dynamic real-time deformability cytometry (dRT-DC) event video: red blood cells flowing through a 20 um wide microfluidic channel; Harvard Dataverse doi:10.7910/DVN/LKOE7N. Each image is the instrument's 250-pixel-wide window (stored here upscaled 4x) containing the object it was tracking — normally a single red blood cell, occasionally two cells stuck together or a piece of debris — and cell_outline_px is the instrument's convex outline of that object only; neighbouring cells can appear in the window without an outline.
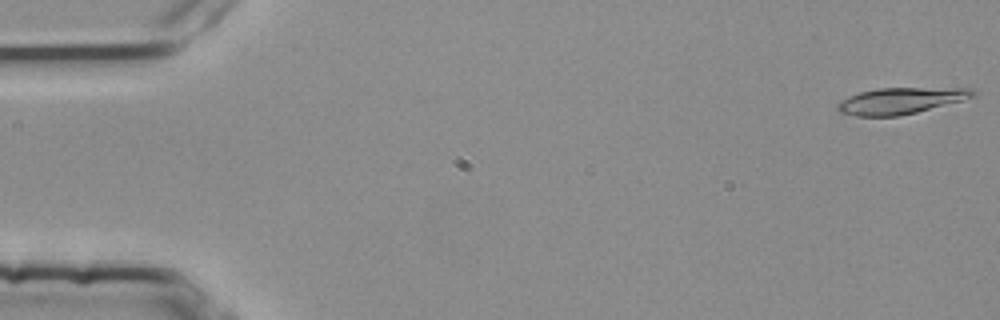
{"species": "common noctule bat (a hibernating species)", "species_latin": "Nyctalus noctula", "temperature_condition": "room temperature", "stored_images_in_passage": 54, "camera_frame_rate_fps": 3000, "um_per_image_px": 0.085, "animal": {"sex": "female", "body_mass_g": 25.1}, "frame": {"image": 1, "passage_image": 1, "time_ms": 0.0, "image_size_px": [1000, 320], "cell_outline_px": [[976, 96], [916, 112], [900, 116], [860, 116], [840, 112], [836, 108], [836, 104], [840, 100], [848, 96], [860, 92], [876, 88], [972, 88], [976, 92]], "centroid_in_image_um": [76.52, 8.55], "position_along_channel_um": 8.5, "area_um2": 20.63}}
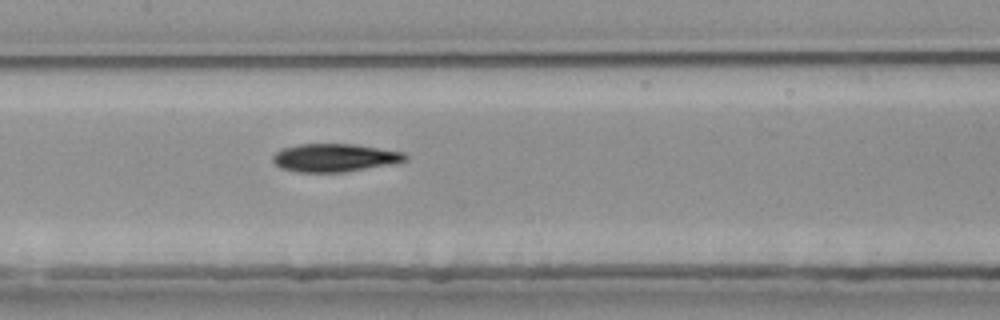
{"frame": {"image": 2, "passage_image": 26, "time_ms": 8.333, "image_size_px": [1000, 320], "cell_outline_px": [[408, 160], [388, 164], [344, 172], [300, 172], [280, 168], [272, 160], [272, 156], [276, 152], [284, 148], [296, 144], [352, 144], [404, 152], [408, 156]], "centroid_in_image_um": [28.42, 13.4], "position_along_channel_um": 179.0, "area_um2": 21.44}}
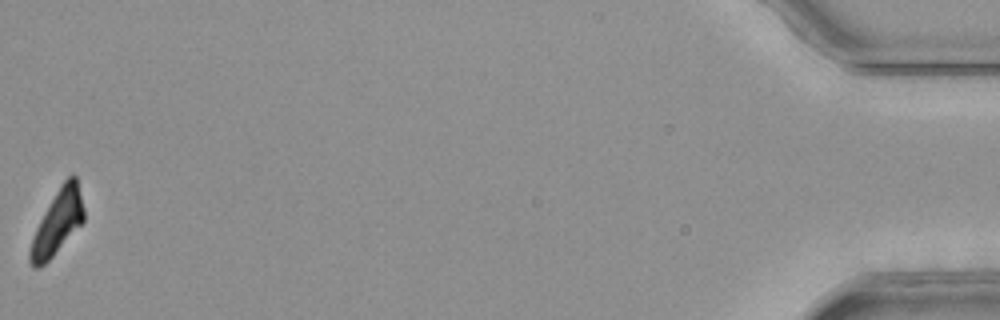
{"frame": {"image": 3, "passage_image": 54, "time_ms": 17.667, "image_size_px": [1000, 320], "cell_outline_px": [[84, 220], [52, 256], [40, 268], [36, 268], [28, 260], [28, 252], [32, 236], [44, 212], [60, 184], [72, 172], [76, 176], [84, 208]], "centroid_in_image_um": [4.86, 18.87], "position_along_channel_um": 430.3, "area_um2": 19.83}, "authors_computed_cell_mechanics": {"area_um2": 21.1837, "velocity_mm_per_s": 3.7965, "shape_relaxation_time_tau1_ms": 5.9137, "shape_relaxation_time_tau2_ms": 2.654, "deformation_change_tau1": 0.1889, "deformation_change_tau2": 0.0908}}